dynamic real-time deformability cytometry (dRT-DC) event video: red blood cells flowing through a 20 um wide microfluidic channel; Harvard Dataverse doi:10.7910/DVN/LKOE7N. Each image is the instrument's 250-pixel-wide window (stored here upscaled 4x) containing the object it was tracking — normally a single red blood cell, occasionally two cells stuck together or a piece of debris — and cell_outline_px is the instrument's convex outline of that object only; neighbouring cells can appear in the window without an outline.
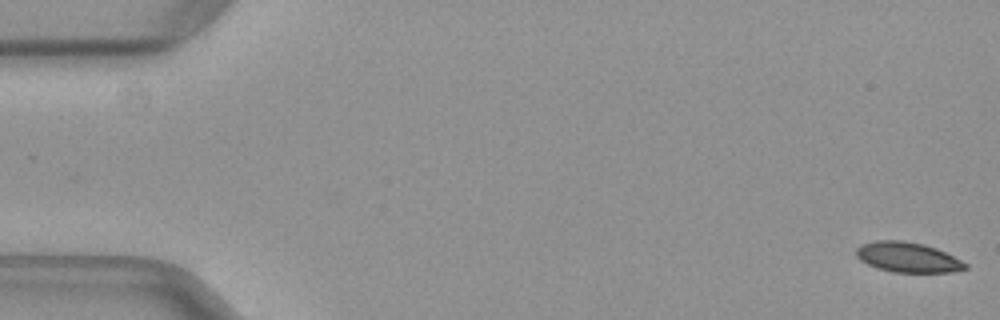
{"species": "common noctule bat (a hibernating species)", "species_latin": "Nyctalus noctula", "temperature_condition": "warm", "stored_images_in_passage": 16, "camera_frame_rate_fps": 3000, "um_per_image_px": 0.085, "animal": {"sex": "female", "body_mass_g": 29.2, "forearm_length_mm": 56.3}, "frame": {"image": 1, "passage_image": 1, "time_ms": 0.0, "image_size_px": [1000, 320], "cell_outline_px": [[968, 268], [952, 272], [892, 272], [876, 268], [860, 260], [856, 256], [856, 248], [860, 244], [876, 240], [904, 240], [924, 244], [936, 248], [968, 264]], "centroid_in_image_um": [77.12, 21.86], "position_along_channel_um": 7.9, "area_um2": 19.19}}
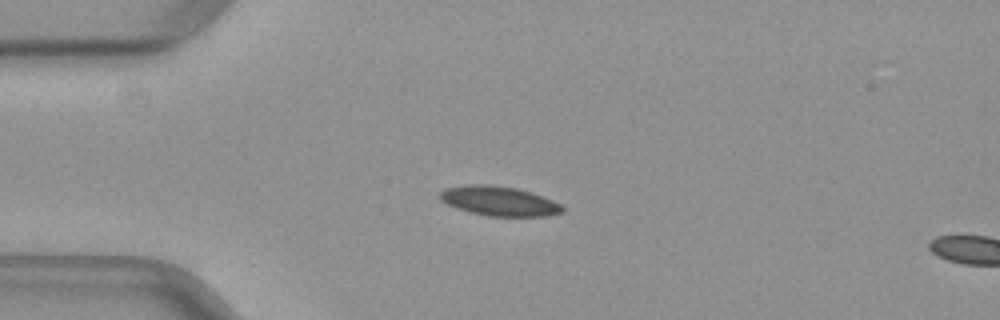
{"frame": {"image": 2, "passage_image": 13, "time_ms": 4.0, "image_size_px": [1000, 320], "cell_outline_px": [[564, 212], [544, 216], [488, 216], [468, 212], [456, 208], [440, 200], [436, 196], [440, 192], [448, 188], [468, 184], [488, 184], [516, 188], [532, 192], [552, 200], [560, 204], [564, 208]], "centroid_in_image_um": [42.4, 17.09], "position_along_channel_um": 42.6, "area_um2": 21.15}}